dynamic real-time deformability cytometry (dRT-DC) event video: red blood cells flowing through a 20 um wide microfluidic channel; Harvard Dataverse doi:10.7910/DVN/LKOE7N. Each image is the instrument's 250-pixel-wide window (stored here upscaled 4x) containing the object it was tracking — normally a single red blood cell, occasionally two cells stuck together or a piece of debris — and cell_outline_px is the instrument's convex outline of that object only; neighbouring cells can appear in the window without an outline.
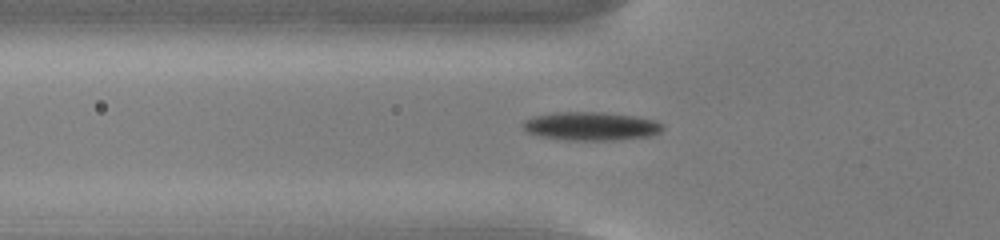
{"species": "common noctule bat (a hibernating species)", "species_latin": "Nyctalus noctula", "temperature_condition": "cold", "stored_images_in_passage": 56, "camera_frame_rate_fps": 3000, "um_per_image_px": 0.085, "animal": {"sex": "male", "body_mass_g": 13.0, "forearm_length_mm": 53.1}, "frame": {"image": 1, "passage_image": 20, "time_ms": 6.333, "image_size_px": [1000, 240], "cell_outline_px": [[664, 128], [660, 132], [652, 136], [616, 140], [572, 140], [540, 136], [528, 132], [520, 124], [524, 120], [532, 116], [552, 112], [600, 112], [636, 116], [652, 120], [664, 124]], "centroid_in_image_um": [50.23, 10.72], "position_along_channel_um": 75.6, "area_um2": 23.29}}
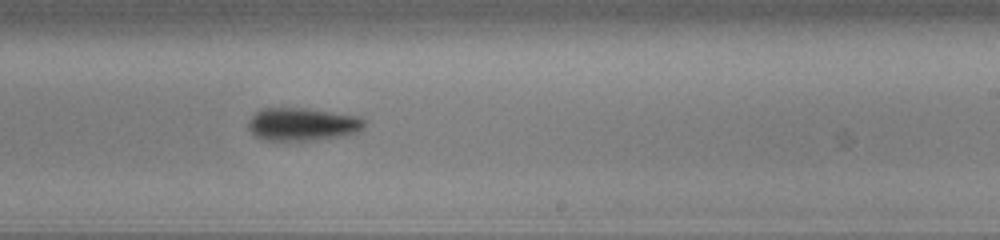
{"frame": {"image": 2, "passage_image": 35, "time_ms": 11.333, "image_size_px": [1000, 240], "cell_outline_px": [[364, 128], [356, 132], [340, 136], [312, 140], [264, 140], [256, 136], [248, 128], [248, 120], [260, 108], [308, 108], [360, 116], [364, 120]], "centroid_in_image_um": [25.69, 10.54], "position_along_channel_um": 263.3, "area_um2": 22.25}}
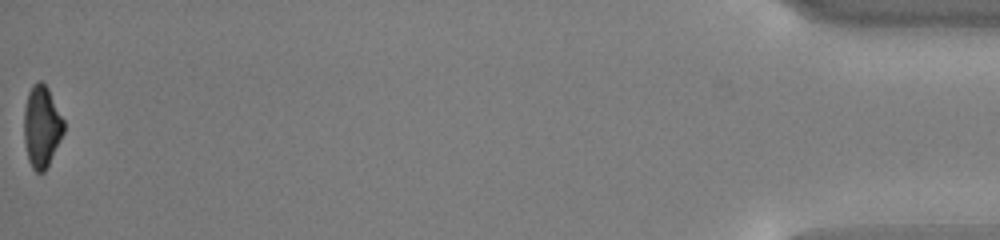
{"frame": {"image": 3, "passage_image": 56, "time_ms": 18.333, "image_size_px": [1000, 240], "cell_outline_px": [[64, 132], [44, 172], [36, 172], [32, 168], [28, 160], [24, 144], [24, 108], [28, 92], [32, 84], [36, 80], [40, 80], [48, 88], [64, 120]], "centroid_in_image_um": [3.52, 10.73], "position_along_channel_um": 431.7, "area_um2": 18.96}, "authors_computed_cell_mechanics": {"area_um2": 20.7213, "velocity_mm_per_s": 3.7559, "shape_relaxation_time_tau1_ms": 2.2332, "shape_relaxation_time_tau2_ms": null, "deformation_change_tau1": 0.1294, "deformation_change_tau2": null}}